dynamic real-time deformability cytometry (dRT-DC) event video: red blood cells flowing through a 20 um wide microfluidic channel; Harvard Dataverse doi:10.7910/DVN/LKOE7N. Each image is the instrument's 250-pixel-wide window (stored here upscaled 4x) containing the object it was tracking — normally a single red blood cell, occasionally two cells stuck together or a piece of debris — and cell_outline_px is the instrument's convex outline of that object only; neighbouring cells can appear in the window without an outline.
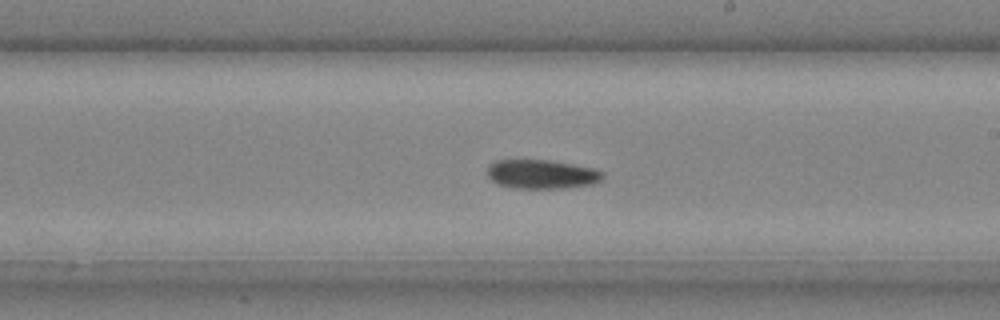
{"species": "common noctule bat (a hibernating species)", "species_latin": "Nyctalus noctula", "temperature_condition": "cold", "stored_images_in_passage": 31, "camera_frame_rate_fps": 3000, "um_per_image_px": 0.085, "animal": {"sex": "male", "body_mass_g": 20.4}, "frame": {"image": 1, "passage_image": 18, "time_ms": 5.667, "image_size_px": [1000, 320], "cell_outline_px": [[604, 176], [600, 180], [592, 184], [564, 188], [512, 188], [500, 184], [492, 180], [488, 176], [488, 168], [496, 160], [548, 160], [596, 168], [604, 172]], "centroid_in_image_um": [46.09, 14.81], "position_along_channel_um": 242.9, "area_um2": 19.42}}